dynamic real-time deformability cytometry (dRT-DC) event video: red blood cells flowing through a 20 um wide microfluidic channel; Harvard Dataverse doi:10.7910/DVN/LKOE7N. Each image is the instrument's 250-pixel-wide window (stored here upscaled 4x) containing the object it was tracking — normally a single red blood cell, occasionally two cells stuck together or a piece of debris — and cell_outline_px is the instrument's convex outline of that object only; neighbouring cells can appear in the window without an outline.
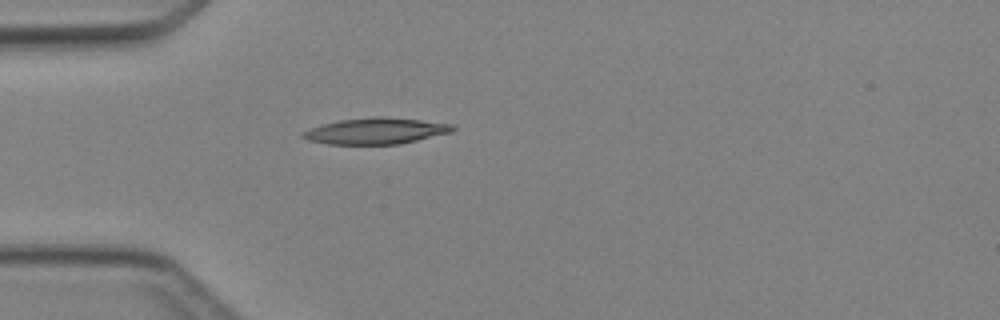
{"species": "Egyptian fruit bat (a non-hibernating species)", "species_latin": "Rousettus aegyptiacus", "temperature_condition": "cold", "stored_images_in_passage": 1, "camera_frame_rate_fps": 3000, "um_per_image_px": 0.085, "animal": {"sex": "female"}, "frame": {"image": 1, "passage_image": 1, "time_ms": 0.0, "image_size_px": [1000, 320], "cell_outline_px": [[456, 128], [452, 132], [400, 144], [328, 144], [308, 140], [300, 136], [300, 132], [324, 124], [340, 120], [376, 116], [384, 116], [420, 120], [452, 124]], "centroid_in_image_um": [31.95, 11.13], "position_along_channel_um": 53.1, "area_um2": 22.77}}